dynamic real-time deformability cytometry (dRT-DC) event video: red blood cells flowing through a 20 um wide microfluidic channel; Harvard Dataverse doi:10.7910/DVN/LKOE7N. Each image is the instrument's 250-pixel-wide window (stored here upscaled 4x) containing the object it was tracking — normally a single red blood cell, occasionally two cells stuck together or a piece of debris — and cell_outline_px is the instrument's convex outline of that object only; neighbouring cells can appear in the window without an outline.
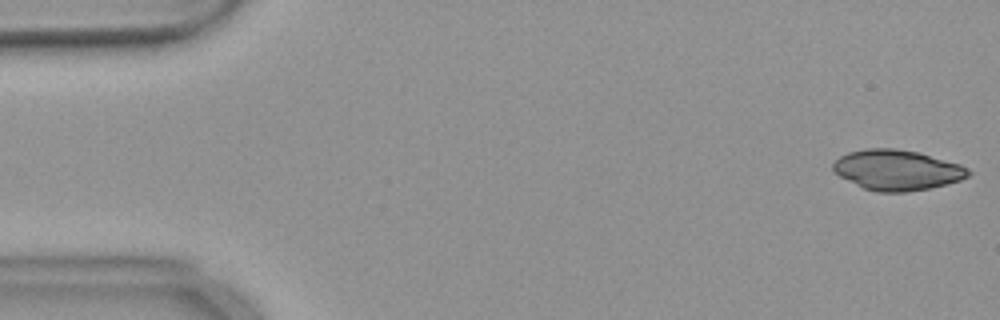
{"species": "common noctule bat (a hibernating species)", "species_latin": "Nyctalus noctula", "temperature_condition": "warm", "stored_images_in_passage": 54, "camera_frame_rate_fps": 3000, "um_per_image_px": 0.085, "animal": {"sex": "female", "body_mass_g": 18.4}, "frame": {"image": 1, "passage_image": 1, "time_ms": 0.0, "image_size_px": [1000, 320], "cell_outline_px": [[972, 172], [968, 176], [960, 180], [948, 184], [932, 188], [908, 192], [876, 192], [864, 188], [832, 172], [832, 164], [840, 156], [848, 152], [864, 148], [896, 148], [920, 152], [960, 164], [968, 168]], "centroid_in_image_um": [76.26, 14.44], "position_along_channel_um": 8.7, "area_um2": 32.14}}